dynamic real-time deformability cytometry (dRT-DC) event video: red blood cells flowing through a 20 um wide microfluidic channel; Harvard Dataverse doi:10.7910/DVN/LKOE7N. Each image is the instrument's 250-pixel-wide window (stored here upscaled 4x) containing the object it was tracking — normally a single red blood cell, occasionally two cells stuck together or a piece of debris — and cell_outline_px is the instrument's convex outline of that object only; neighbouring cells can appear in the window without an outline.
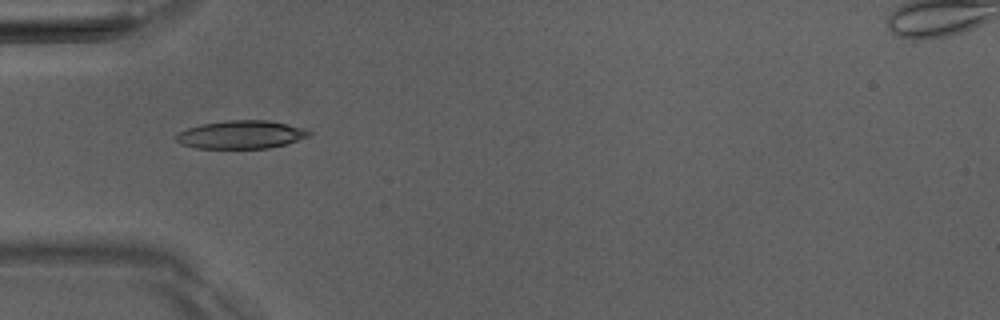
{"species": "Egyptian fruit bat (a non-hibernating species)", "species_latin": "Rousettus aegyptiacus", "temperature_condition": "room temperature", "stored_images_in_passage": 5, "camera_frame_rate_fps": 3000, "um_per_image_px": 0.085, "animal": {"sex": "male"}, "frame": {"image": 1, "passage_image": 2, "time_ms": 1.333, "image_size_px": [1000, 320], "cell_outline_px": [[312, 136], [284, 144], [268, 148], [196, 148], [180, 144], [176, 140], [176, 136], [180, 132], [188, 128], [200, 124], [228, 120], [268, 120], [304, 128], [312, 132]], "centroid_in_image_um": [20.51, 11.44], "position_along_channel_um": 64.5, "area_um2": 21.73}}
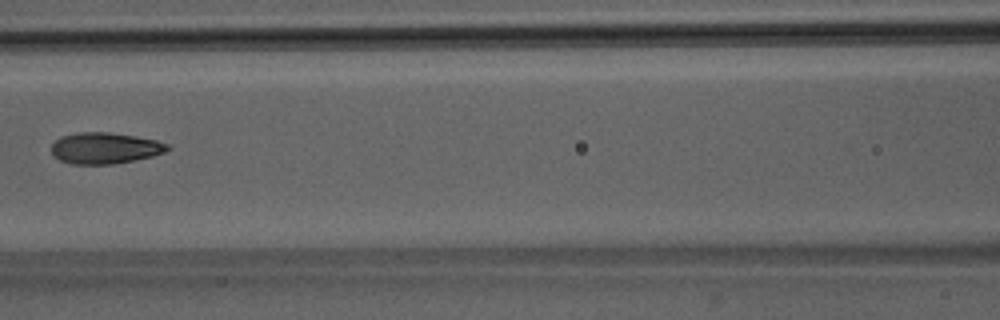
{"frame": {"image": 2, "passage_image": 4, "time_ms": 3.667, "image_size_px": [1000, 320], "cell_outline_px": [[172, 148], [164, 152], [152, 156], [112, 164], [72, 164], [60, 160], [52, 156], [52, 144], [60, 136], [76, 132], [108, 132], [136, 136], [156, 140], [168, 144]], "centroid_in_image_um": [8.9, 12.58], "position_along_channel_um": 157.7, "area_um2": 21.15}}